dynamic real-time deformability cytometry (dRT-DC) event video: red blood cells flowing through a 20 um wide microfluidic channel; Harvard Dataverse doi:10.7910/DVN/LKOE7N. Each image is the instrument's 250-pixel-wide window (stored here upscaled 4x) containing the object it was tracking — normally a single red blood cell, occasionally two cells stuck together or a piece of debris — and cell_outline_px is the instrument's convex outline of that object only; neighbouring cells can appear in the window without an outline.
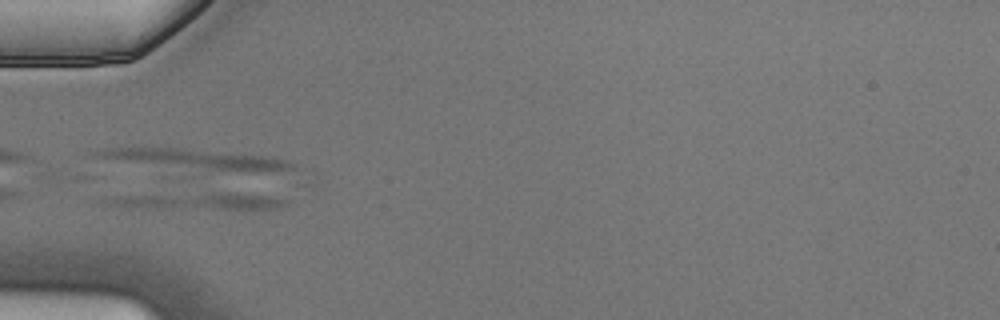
{"species": "Egyptian fruit bat (a non-hibernating species)", "species_latin": "Rousettus aegyptiacus", "temperature_condition": "cold", "stored_images_in_passage": 7, "camera_frame_rate_fps": 3000, "um_per_image_px": 0.085, "animal": {"sex": "male"}, "frame": {"image": 1, "passage_image": 5, "time_ms": 1.333, "image_size_px": [1000, 320], "cell_outline_px": [[292, 200], [288, 204], [280, 208], [244, 212], [240, 212], [136, 208], [108, 204], [96, 200], [108, 196], [208, 192], [232, 192], [292, 196]], "centroid_in_image_um": [17.16, 17.13], "position_along_channel_um": 67.8, "area_um2": 20.75}}